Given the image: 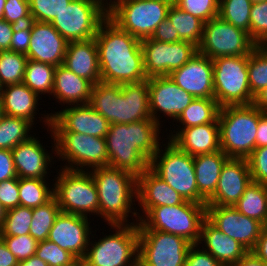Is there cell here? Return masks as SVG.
Segmentation results:
<instances>
[{
  "label": "cell",
  "instance_id": "cell-1",
  "mask_svg": "<svg viewBox=\"0 0 267 266\" xmlns=\"http://www.w3.org/2000/svg\"><path fill=\"white\" fill-rule=\"evenodd\" d=\"M94 38L102 82L122 85L148 79L140 39L122 30L109 17L100 24Z\"/></svg>",
  "mask_w": 267,
  "mask_h": 266
},
{
  "label": "cell",
  "instance_id": "cell-2",
  "mask_svg": "<svg viewBox=\"0 0 267 266\" xmlns=\"http://www.w3.org/2000/svg\"><path fill=\"white\" fill-rule=\"evenodd\" d=\"M161 127L153 119L110 124L105 136L109 166L141 175L161 145Z\"/></svg>",
  "mask_w": 267,
  "mask_h": 266
},
{
  "label": "cell",
  "instance_id": "cell-3",
  "mask_svg": "<svg viewBox=\"0 0 267 266\" xmlns=\"http://www.w3.org/2000/svg\"><path fill=\"white\" fill-rule=\"evenodd\" d=\"M110 124H129L152 119L148 79L127 84L97 82L88 103Z\"/></svg>",
  "mask_w": 267,
  "mask_h": 266
},
{
  "label": "cell",
  "instance_id": "cell-4",
  "mask_svg": "<svg viewBox=\"0 0 267 266\" xmlns=\"http://www.w3.org/2000/svg\"><path fill=\"white\" fill-rule=\"evenodd\" d=\"M89 172L97 187L102 221L104 219L106 225L138 223L137 207H133L137 201V177L110 166L94 168ZM131 216L133 222H129Z\"/></svg>",
  "mask_w": 267,
  "mask_h": 266
},
{
  "label": "cell",
  "instance_id": "cell-5",
  "mask_svg": "<svg viewBox=\"0 0 267 266\" xmlns=\"http://www.w3.org/2000/svg\"><path fill=\"white\" fill-rule=\"evenodd\" d=\"M263 114L254 104L220 108V146L229 158L247 159L252 154L256 148L259 118Z\"/></svg>",
  "mask_w": 267,
  "mask_h": 266
},
{
  "label": "cell",
  "instance_id": "cell-6",
  "mask_svg": "<svg viewBox=\"0 0 267 266\" xmlns=\"http://www.w3.org/2000/svg\"><path fill=\"white\" fill-rule=\"evenodd\" d=\"M206 219V204L185 201L178 205L151 207L140 219L139 230H156L181 236L198 244L201 225Z\"/></svg>",
  "mask_w": 267,
  "mask_h": 266
},
{
  "label": "cell",
  "instance_id": "cell-7",
  "mask_svg": "<svg viewBox=\"0 0 267 266\" xmlns=\"http://www.w3.org/2000/svg\"><path fill=\"white\" fill-rule=\"evenodd\" d=\"M113 231L98 241L91 240L83 266H137L139 253L138 224H108ZM115 229V230H114Z\"/></svg>",
  "mask_w": 267,
  "mask_h": 266
},
{
  "label": "cell",
  "instance_id": "cell-8",
  "mask_svg": "<svg viewBox=\"0 0 267 266\" xmlns=\"http://www.w3.org/2000/svg\"><path fill=\"white\" fill-rule=\"evenodd\" d=\"M51 138L52 153L59 161H66L61 168L74 171H90L94 168L109 166L105 138L75 132H52L46 129ZM58 156V157H57Z\"/></svg>",
  "mask_w": 267,
  "mask_h": 266
},
{
  "label": "cell",
  "instance_id": "cell-9",
  "mask_svg": "<svg viewBox=\"0 0 267 266\" xmlns=\"http://www.w3.org/2000/svg\"><path fill=\"white\" fill-rule=\"evenodd\" d=\"M163 141L149 167L185 200L206 204L207 201L198 192L193 156L181 151L170 140H166L167 144Z\"/></svg>",
  "mask_w": 267,
  "mask_h": 266
},
{
  "label": "cell",
  "instance_id": "cell-10",
  "mask_svg": "<svg viewBox=\"0 0 267 266\" xmlns=\"http://www.w3.org/2000/svg\"><path fill=\"white\" fill-rule=\"evenodd\" d=\"M53 194L61 212L99 217L98 191L89 171L58 169ZM89 214V215H88Z\"/></svg>",
  "mask_w": 267,
  "mask_h": 266
},
{
  "label": "cell",
  "instance_id": "cell-11",
  "mask_svg": "<svg viewBox=\"0 0 267 266\" xmlns=\"http://www.w3.org/2000/svg\"><path fill=\"white\" fill-rule=\"evenodd\" d=\"M167 0H116L108 7V17L122 30L143 40L150 38L167 18Z\"/></svg>",
  "mask_w": 267,
  "mask_h": 266
},
{
  "label": "cell",
  "instance_id": "cell-12",
  "mask_svg": "<svg viewBox=\"0 0 267 266\" xmlns=\"http://www.w3.org/2000/svg\"><path fill=\"white\" fill-rule=\"evenodd\" d=\"M213 75L214 99L220 107L253 104L248 81V55L214 58Z\"/></svg>",
  "mask_w": 267,
  "mask_h": 266
},
{
  "label": "cell",
  "instance_id": "cell-13",
  "mask_svg": "<svg viewBox=\"0 0 267 266\" xmlns=\"http://www.w3.org/2000/svg\"><path fill=\"white\" fill-rule=\"evenodd\" d=\"M108 17V8L99 0H72L51 25L68 42L94 38Z\"/></svg>",
  "mask_w": 267,
  "mask_h": 266
},
{
  "label": "cell",
  "instance_id": "cell-14",
  "mask_svg": "<svg viewBox=\"0 0 267 266\" xmlns=\"http://www.w3.org/2000/svg\"><path fill=\"white\" fill-rule=\"evenodd\" d=\"M191 243L185 238L156 230H139L140 266H185Z\"/></svg>",
  "mask_w": 267,
  "mask_h": 266
},
{
  "label": "cell",
  "instance_id": "cell-15",
  "mask_svg": "<svg viewBox=\"0 0 267 266\" xmlns=\"http://www.w3.org/2000/svg\"><path fill=\"white\" fill-rule=\"evenodd\" d=\"M256 46L247 32L218 16L204 23L198 52L213 60L222 56L249 55Z\"/></svg>",
  "mask_w": 267,
  "mask_h": 266
},
{
  "label": "cell",
  "instance_id": "cell-16",
  "mask_svg": "<svg viewBox=\"0 0 267 266\" xmlns=\"http://www.w3.org/2000/svg\"><path fill=\"white\" fill-rule=\"evenodd\" d=\"M40 122L52 132H75L105 138L110 123L89 104L69 105L60 111L41 114Z\"/></svg>",
  "mask_w": 267,
  "mask_h": 266
},
{
  "label": "cell",
  "instance_id": "cell-17",
  "mask_svg": "<svg viewBox=\"0 0 267 266\" xmlns=\"http://www.w3.org/2000/svg\"><path fill=\"white\" fill-rule=\"evenodd\" d=\"M141 49L147 78L168 76L198 52V47L191 42L165 43L153 40L151 37L141 40Z\"/></svg>",
  "mask_w": 267,
  "mask_h": 266
},
{
  "label": "cell",
  "instance_id": "cell-18",
  "mask_svg": "<svg viewBox=\"0 0 267 266\" xmlns=\"http://www.w3.org/2000/svg\"><path fill=\"white\" fill-rule=\"evenodd\" d=\"M150 114L152 119L163 126L160 119L164 116L176 119L195 99L191 94L180 88L169 76L148 78ZM164 115L162 116L161 114ZM158 115V116H157ZM161 116V118H160Z\"/></svg>",
  "mask_w": 267,
  "mask_h": 266
},
{
  "label": "cell",
  "instance_id": "cell-19",
  "mask_svg": "<svg viewBox=\"0 0 267 266\" xmlns=\"http://www.w3.org/2000/svg\"><path fill=\"white\" fill-rule=\"evenodd\" d=\"M206 219L218 230L251 251L265 226L234 206H206Z\"/></svg>",
  "mask_w": 267,
  "mask_h": 266
},
{
  "label": "cell",
  "instance_id": "cell-20",
  "mask_svg": "<svg viewBox=\"0 0 267 266\" xmlns=\"http://www.w3.org/2000/svg\"><path fill=\"white\" fill-rule=\"evenodd\" d=\"M89 219L91 218L60 212L50 229L48 240L82 261L86 255L90 238L95 239L94 235H96V230L91 231L93 229Z\"/></svg>",
  "mask_w": 267,
  "mask_h": 266
},
{
  "label": "cell",
  "instance_id": "cell-21",
  "mask_svg": "<svg viewBox=\"0 0 267 266\" xmlns=\"http://www.w3.org/2000/svg\"><path fill=\"white\" fill-rule=\"evenodd\" d=\"M168 76L194 98H214L213 60L199 52Z\"/></svg>",
  "mask_w": 267,
  "mask_h": 266
},
{
  "label": "cell",
  "instance_id": "cell-22",
  "mask_svg": "<svg viewBox=\"0 0 267 266\" xmlns=\"http://www.w3.org/2000/svg\"><path fill=\"white\" fill-rule=\"evenodd\" d=\"M252 182L248 160L228 158L223 165L214 195L206 206H234Z\"/></svg>",
  "mask_w": 267,
  "mask_h": 266
},
{
  "label": "cell",
  "instance_id": "cell-23",
  "mask_svg": "<svg viewBox=\"0 0 267 266\" xmlns=\"http://www.w3.org/2000/svg\"><path fill=\"white\" fill-rule=\"evenodd\" d=\"M68 41L47 22L31 21V38L27 58L51 64L55 67L64 63Z\"/></svg>",
  "mask_w": 267,
  "mask_h": 266
},
{
  "label": "cell",
  "instance_id": "cell-24",
  "mask_svg": "<svg viewBox=\"0 0 267 266\" xmlns=\"http://www.w3.org/2000/svg\"><path fill=\"white\" fill-rule=\"evenodd\" d=\"M35 136L32 135L11 150L18 178L48 179V171L55 163L53 159L56 156L48 152L39 137Z\"/></svg>",
  "mask_w": 267,
  "mask_h": 266
},
{
  "label": "cell",
  "instance_id": "cell-25",
  "mask_svg": "<svg viewBox=\"0 0 267 266\" xmlns=\"http://www.w3.org/2000/svg\"><path fill=\"white\" fill-rule=\"evenodd\" d=\"M167 138L181 151L191 156L211 154L221 150L219 122L169 131Z\"/></svg>",
  "mask_w": 267,
  "mask_h": 266
},
{
  "label": "cell",
  "instance_id": "cell-26",
  "mask_svg": "<svg viewBox=\"0 0 267 266\" xmlns=\"http://www.w3.org/2000/svg\"><path fill=\"white\" fill-rule=\"evenodd\" d=\"M186 200L161 179L150 167L137 177V209L139 219L151 208L178 205Z\"/></svg>",
  "mask_w": 267,
  "mask_h": 266
},
{
  "label": "cell",
  "instance_id": "cell-27",
  "mask_svg": "<svg viewBox=\"0 0 267 266\" xmlns=\"http://www.w3.org/2000/svg\"><path fill=\"white\" fill-rule=\"evenodd\" d=\"M63 65L93 85L101 81L95 38L68 42Z\"/></svg>",
  "mask_w": 267,
  "mask_h": 266
},
{
  "label": "cell",
  "instance_id": "cell-28",
  "mask_svg": "<svg viewBox=\"0 0 267 266\" xmlns=\"http://www.w3.org/2000/svg\"><path fill=\"white\" fill-rule=\"evenodd\" d=\"M198 245L221 265L232 266L248 252L241 243L218 230L207 219L201 225Z\"/></svg>",
  "mask_w": 267,
  "mask_h": 266
},
{
  "label": "cell",
  "instance_id": "cell-29",
  "mask_svg": "<svg viewBox=\"0 0 267 266\" xmlns=\"http://www.w3.org/2000/svg\"><path fill=\"white\" fill-rule=\"evenodd\" d=\"M93 84L87 79L77 76L63 64L55 68L54 86L51 96L61 106L67 104H88ZM63 104V105H62Z\"/></svg>",
  "mask_w": 267,
  "mask_h": 266
},
{
  "label": "cell",
  "instance_id": "cell-30",
  "mask_svg": "<svg viewBox=\"0 0 267 266\" xmlns=\"http://www.w3.org/2000/svg\"><path fill=\"white\" fill-rule=\"evenodd\" d=\"M1 101L3 103L4 114L23 118L36 125L35 115L39 112V100H42L34 91L24 83L4 86L1 91ZM41 98V99H40Z\"/></svg>",
  "mask_w": 267,
  "mask_h": 266
},
{
  "label": "cell",
  "instance_id": "cell-31",
  "mask_svg": "<svg viewBox=\"0 0 267 266\" xmlns=\"http://www.w3.org/2000/svg\"><path fill=\"white\" fill-rule=\"evenodd\" d=\"M228 158L222 150L193 156L198 192L206 201L214 195L223 165Z\"/></svg>",
  "mask_w": 267,
  "mask_h": 266
},
{
  "label": "cell",
  "instance_id": "cell-32",
  "mask_svg": "<svg viewBox=\"0 0 267 266\" xmlns=\"http://www.w3.org/2000/svg\"><path fill=\"white\" fill-rule=\"evenodd\" d=\"M234 207L267 227V186L252 181Z\"/></svg>",
  "mask_w": 267,
  "mask_h": 266
},
{
  "label": "cell",
  "instance_id": "cell-33",
  "mask_svg": "<svg viewBox=\"0 0 267 266\" xmlns=\"http://www.w3.org/2000/svg\"><path fill=\"white\" fill-rule=\"evenodd\" d=\"M220 108L221 107L214 98H195L176 119L175 122L182 125H179L177 128H189L218 122Z\"/></svg>",
  "mask_w": 267,
  "mask_h": 266
},
{
  "label": "cell",
  "instance_id": "cell-34",
  "mask_svg": "<svg viewBox=\"0 0 267 266\" xmlns=\"http://www.w3.org/2000/svg\"><path fill=\"white\" fill-rule=\"evenodd\" d=\"M55 66L28 59L25 67L23 83L39 97L51 96L54 86Z\"/></svg>",
  "mask_w": 267,
  "mask_h": 266
},
{
  "label": "cell",
  "instance_id": "cell-35",
  "mask_svg": "<svg viewBox=\"0 0 267 266\" xmlns=\"http://www.w3.org/2000/svg\"><path fill=\"white\" fill-rule=\"evenodd\" d=\"M50 179L18 178L20 206L35 208L46 204L53 197Z\"/></svg>",
  "mask_w": 267,
  "mask_h": 266
},
{
  "label": "cell",
  "instance_id": "cell-36",
  "mask_svg": "<svg viewBox=\"0 0 267 266\" xmlns=\"http://www.w3.org/2000/svg\"><path fill=\"white\" fill-rule=\"evenodd\" d=\"M167 17L177 29L182 41L191 42L197 47L200 45L204 27L202 20L181 10L175 4L169 7Z\"/></svg>",
  "mask_w": 267,
  "mask_h": 266
},
{
  "label": "cell",
  "instance_id": "cell-37",
  "mask_svg": "<svg viewBox=\"0 0 267 266\" xmlns=\"http://www.w3.org/2000/svg\"><path fill=\"white\" fill-rule=\"evenodd\" d=\"M34 126L23 118L4 115L0 120V149L12 150L28 140ZM30 134V135H29Z\"/></svg>",
  "mask_w": 267,
  "mask_h": 266
},
{
  "label": "cell",
  "instance_id": "cell-38",
  "mask_svg": "<svg viewBox=\"0 0 267 266\" xmlns=\"http://www.w3.org/2000/svg\"><path fill=\"white\" fill-rule=\"evenodd\" d=\"M60 212L54 197L46 204L33 208L29 234L38 242L47 240L50 229Z\"/></svg>",
  "mask_w": 267,
  "mask_h": 266
},
{
  "label": "cell",
  "instance_id": "cell-39",
  "mask_svg": "<svg viewBox=\"0 0 267 266\" xmlns=\"http://www.w3.org/2000/svg\"><path fill=\"white\" fill-rule=\"evenodd\" d=\"M28 58L13 51L0 52V83L2 86L23 83Z\"/></svg>",
  "mask_w": 267,
  "mask_h": 266
},
{
  "label": "cell",
  "instance_id": "cell-40",
  "mask_svg": "<svg viewBox=\"0 0 267 266\" xmlns=\"http://www.w3.org/2000/svg\"><path fill=\"white\" fill-rule=\"evenodd\" d=\"M250 0H219V17L250 34Z\"/></svg>",
  "mask_w": 267,
  "mask_h": 266
},
{
  "label": "cell",
  "instance_id": "cell-41",
  "mask_svg": "<svg viewBox=\"0 0 267 266\" xmlns=\"http://www.w3.org/2000/svg\"><path fill=\"white\" fill-rule=\"evenodd\" d=\"M248 81L253 97L267 87V46H256L248 55Z\"/></svg>",
  "mask_w": 267,
  "mask_h": 266
},
{
  "label": "cell",
  "instance_id": "cell-42",
  "mask_svg": "<svg viewBox=\"0 0 267 266\" xmlns=\"http://www.w3.org/2000/svg\"><path fill=\"white\" fill-rule=\"evenodd\" d=\"M33 208L17 206L6 211L0 227V236H19L29 234Z\"/></svg>",
  "mask_w": 267,
  "mask_h": 266
},
{
  "label": "cell",
  "instance_id": "cell-43",
  "mask_svg": "<svg viewBox=\"0 0 267 266\" xmlns=\"http://www.w3.org/2000/svg\"><path fill=\"white\" fill-rule=\"evenodd\" d=\"M35 255L49 266H75L79 262L70 252L48 239L38 242Z\"/></svg>",
  "mask_w": 267,
  "mask_h": 266
},
{
  "label": "cell",
  "instance_id": "cell-44",
  "mask_svg": "<svg viewBox=\"0 0 267 266\" xmlns=\"http://www.w3.org/2000/svg\"><path fill=\"white\" fill-rule=\"evenodd\" d=\"M249 37L257 46H267V1L252 4Z\"/></svg>",
  "mask_w": 267,
  "mask_h": 266
},
{
  "label": "cell",
  "instance_id": "cell-45",
  "mask_svg": "<svg viewBox=\"0 0 267 266\" xmlns=\"http://www.w3.org/2000/svg\"><path fill=\"white\" fill-rule=\"evenodd\" d=\"M72 0H29L32 20L51 23Z\"/></svg>",
  "mask_w": 267,
  "mask_h": 266
},
{
  "label": "cell",
  "instance_id": "cell-46",
  "mask_svg": "<svg viewBox=\"0 0 267 266\" xmlns=\"http://www.w3.org/2000/svg\"><path fill=\"white\" fill-rule=\"evenodd\" d=\"M173 4L204 23L219 15V0H175Z\"/></svg>",
  "mask_w": 267,
  "mask_h": 266
},
{
  "label": "cell",
  "instance_id": "cell-47",
  "mask_svg": "<svg viewBox=\"0 0 267 266\" xmlns=\"http://www.w3.org/2000/svg\"><path fill=\"white\" fill-rule=\"evenodd\" d=\"M0 237L19 262L27 260L36 254L38 241L30 234Z\"/></svg>",
  "mask_w": 267,
  "mask_h": 266
},
{
  "label": "cell",
  "instance_id": "cell-48",
  "mask_svg": "<svg viewBox=\"0 0 267 266\" xmlns=\"http://www.w3.org/2000/svg\"><path fill=\"white\" fill-rule=\"evenodd\" d=\"M3 19L14 25L30 23L29 0H6Z\"/></svg>",
  "mask_w": 267,
  "mask_h": 266
},
{
  "label": "cell",
  "instance_id": "cell-49",
  "mask_svg": "<svg viewBox=\"0 0 267 266\" xmlns=\"http://www.w3.org/2000/svg\"><path fill=\"white\" fill-rule=\"evenodd\" d=\"M247 160L252 181L267 186V146L255 148Z\"/></svg>",
  "mask_w": 267,
  "mask_h": 266
},
{
  "label": "cell",
  "instance_id": "cell-50",
  "mask_svg": "<svg viewBox=\"0 0 267 266\" xmlns=\"http://www.w3.org/2000/svg\"><path fill=\"white\" fill-rule=\"evenodd\" d=\"M0 203L6 211L20 206L18 178L0 182Z\"/></svg>",
  "mask_w": 267,
  "mask_h": 266
},
{
  "label": "cell",
  "instance_id": "cell-51",
  "mask_svg": "<svg viewBox=\"0 0 267 266\" xmlns=\"http://www.w3.org/2000/svg\"><path fill=\"white\" fill-rule=\"evenodd\" d=\"M31 38V22L23 25H15L10 51L27 54Z\"/></svg>",
  "mask_w": 267,
  "mask_h": 266
},
{
  "label": "cell",
  "instance_id": "cell-52",
  "mask_svg": "<svg viewBox=\"0 0 267 266\" xmlns=\"http://www.w3.org/2000/svg\"><path fill=\"white\" fill-rule=\"evenodd\" d=\"M185 266H222L209 252L198 244H192L188 250Z\"/></svg>",
  "mask_w": 267,
  "mask_h": 266
},
{
  "label": "cell",
  "instance_id": "cell-53",
  "mask_svg": "<svg viewBox=\"0 0 267 266\" xmlns=\"http://www.w3.org/2000/svg\"><path fill=\"white\" fill-rule=\"evenodd\" d=\"M153 40L165 43H174L182 41L179 38L177 29L167 17L156 28L154 34L151 36Z\"/></svg>",
  "mask_w": 267,
  "mask_h": 266
},
{
  "label": "cell",
  "instance_id": "cell-54",
  "mask_svg": "<svg viewBox=\"0 0 267 266\" xmlns=\"http://www.w3.org/2000/svg\"><path fill=\"white\" fill-rule=\"evenodd\" d=\"M11 178H18L11 150L0 149V182Z\"/></svg>",
  "mask_w": 267,
  "mask_h": 266
},
{
  "label": "cell",
  "instance_id": "cell-55",
  "mask_svg": "<svg viewBox=\"0 0 267 266\" xmlns=\"http://www.w3.org/2000/svg\"><path fill=\"white\" fill-rule=\"evenodd\" d=\"M14 28V24L0 19V52L10 50V42Z\"/></svg>",
  "mask_w": 267,
  "mask_h": 266
},
{
  "label": "cell",
  "instance_id": "cell-56",
  "mask_svg": "<svg viewBox=\"0 0 267 266\" xmlns=\"http://www.w3.org/2000/svg\"><path fill=\"white\" fill-rule=\"evenodd\" d=\"M257 257L267 263V227H265L251 250Z\"/></svg>",
  "mask_w": 267,
  "mask_h": 266
},
{
  "label": "cell",
  "instance_id": "cell-57",
  "mask_svg": "<svg viewBox=\"0 0 267 266\" xmlns=\"http://www.w3.org/2000/svg\"><path fill=\"white\" fill-rule=\"evenodd\" d=\"M264 146H267V113L259 118L256 134V148Z\"/></svg>",
  "mask_w": 267,
  "mask_h": 266
},
{
  "label": "cell",
  "instance_id": "cell-58",
  "mask_svg": "<svg viewBox=\"0 0 267 266\" xmlns=\"http://www.w3.org/2000/svg\"><path fill=\"white\" fill-rule=\"evenodd\" d=\"M19 261L0 237V266H17Z\"/></svg>",
  "mask_w": 267,
  "mask_h": 266
},
{
  "label": "cell",
  "instance_id": "cell-59",
  "mask_svg": "<svg viewBox=\"0 0 267 266\" xmlns=\"http://www.w3.org/2000/svg\"><path fill=\"white\" fill-rule=\"evenodd\" d=\"M232 266H267V263L257 257L252 251H248Z\"/></svg>",
  "mask_w": 267,
  "mask_h": 266
},
{
  "label": "cell",
  "instance_id": "cell-60",
  "mask_svg": "<svg viewBox=\"0 0 267 266\" xmlns=\"http://www.w3.org/2000/svg\"><path fill=\"white\" fill-rule=\"evenodd\" d=\"M253 104L263 113H267V87L254 97Z\"/></svg>",
  "mask_w": 267,
  "mask_h": 266
},
{
  "label": "cell",
  "instance_id": "cell-61",
  "mask_svg": "<svg viewBox=\"0 0 267 266\" xmlns=\"http://www.w3.org/2000/svg\"><path fill=\"white\" fill-rule=\"evenodd\" d=\"M17 266H49L44 261H42L40 258L37 257V255H33L27 260L20 261Z\"/></svg>",
  "mask_w": 267,
  "mask_h": 266
},
{
  "label": "cell",
  "instance_id": "cell-62",
  "mask_svg": "<svg viewBox=\"0 0 267 266\" xmlns=\"http://www.w3.org/2000/svg\"><path fill=\"white\" fill-rule=\"evenodd\" d=\"M6 215V209L3 207V205L0 203V227L2 226L4 219Z\"/></svg>",
  "mask_w": 267,
  "mask_h": 266
},
{
  "label": "cell",
  "instance_id": "cell-63",
  "mask_svg": "<svg viewBox=\"0 0 267 266\" xmlns=\"http://www.w3.org/2000/svg\"><path fill=\"white\" fill-rule=\"evenodd\" d=\"M6 0H0V19H3Z\"/></svg>",
  "mask_w": 267,
  "mask_h": 266
},
{
  "label": "cell",
  "instance_id": "cell-64",
  "mask_svg": "<svg viewBox=\"0 0 267 266\" xmlns=\"http://www.w3.org/2000/svg\"><path fill=\"white\" fill-rule=\"evenodd\" d=\"M101 1L107 8L110 7L116 0H99ZM109 1V2H108Z\"/></svg>",
  "mask_w": 267,
  "mask_h": 266
},
{
  "label": "cell",
  "instance_id": "cell-65",
  "mask_svg": "<svg viewBox=\"0 0 267 266\" xmlns=\"http://www.w3.org/2000/svg\"><path fill=\"white\" fill-rule=\"evenodd\" d=\"M4 115L5 114H4V109H3V103H2L1 97H0V120Z\"/></svg>",
  "mask_w": 267,
  "mask_h": 266
},
{
  "label": "cell",
  "instance_id": "cell-66",
  "mask_svg": "<svg viewBox=\"0 0 267 266\" xmlns=\"http://www.w3.org/2000/svg\"><path fill=\"white\" fill-rule=\"evenodd\" d=\"M252 3H261L267 0H250Z\"/></svg>",
  "mask_w": 267,
  "mask_h": 266
},
{
  "label": "cell",
  "instance_id": "cell-67",
  "mask_svg": "<svg viewBox=\"0 0 267 266\" xmlns=\"http://www.w3.org/2000/svg\"><path fill=\"white\" fill-rule=\"evenodd\" d=\"M75 266H83V264L81 261H79Z\"/></svg>",
  "mask_w": 267,
  "mask_h": 266
},
{
  "label": "cell",
  "instance_id": "cell-68",
  "mask_svg": "<svg viewBox=\"0 0 267 266\" xmlns=\"http://www.w3.org/2000/svg\"><path fill=\"white\" fill-rule=\"evenodd\" d=\"M2 89H3V86H2V84L0 83V95H1V91H2Z\"/></svg>",
  "mask_w": 267,
  "mask_h": 266
},
{
  "label": "cell",
  "instance_id": "cell-69",
  "mask_svg": "<svg viewBox=\"0 0 267 266\" xmlns=\"http://www.w3.org/2000/svg\"><path fill=\"white\" fill-rule=\"evenodd\" d=\"M167 1H170L173 4L175 0H167Z\"/></svg>",
  "mask_w": 267,
  "mask_h": 266
}]
</instances>
